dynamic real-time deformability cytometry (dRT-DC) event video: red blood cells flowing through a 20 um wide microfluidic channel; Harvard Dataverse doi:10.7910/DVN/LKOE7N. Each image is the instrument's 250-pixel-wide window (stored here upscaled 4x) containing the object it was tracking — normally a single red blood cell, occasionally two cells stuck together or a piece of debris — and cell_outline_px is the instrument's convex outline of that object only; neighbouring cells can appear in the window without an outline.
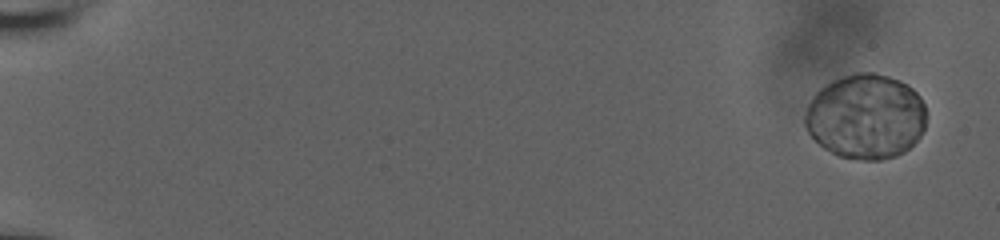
{"species": "human", "species_latin": "Homo sapiens", "temperature_condition": "room temperature", "stored_images_in_passage": 59, "camera_frame_rate_fps": 3000, "um_per_image_px": 0.085, "donor": {"sex": "male"}, "frame": {"image": 1, "passage_image": 4, "time_ms": 1.0, "image_size_px": [1000, 240], "cell_outline_px": [[924, 128], [920, 136], [904, 152], [896, 156], [880, 160], [864, 160], [840, 156], [824, 148], [808, 132], [804, 124], [804, 116], [808, 104], [812, 96], [820, 88], [844, 76], [856, 72], [872, 72], [888, 76], [900, 80], [908, 84], [920, 96], [924, 104]], "centroid_in_image_um": [73.59, 9.9], "position_along_channel_um": 11.4, "area_um2": 59.88}}
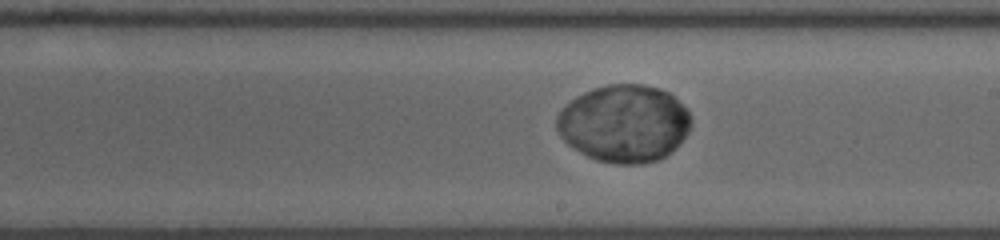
{"frame": {"image": 2, "passage_image": 38, "time_ms": 12.333, "image_size_px": [1000, 240], "cell_outline_px": [[692, 120], [688, 132], [664, 156], [656, 160], [640, 164], [616, 164], [596, 160], [588, 156], [568, 144], [560, 136], [556, 128], [556, 116], [560, 108], [576, 96], [584, 92], [608, 84], [640, 84], [660, 88], [668, 92], [688, 112]], "centroid_in_image_um": [53.0, 10.48], "position_along_channel_um": 236.0, "area_um2": 60.17}}
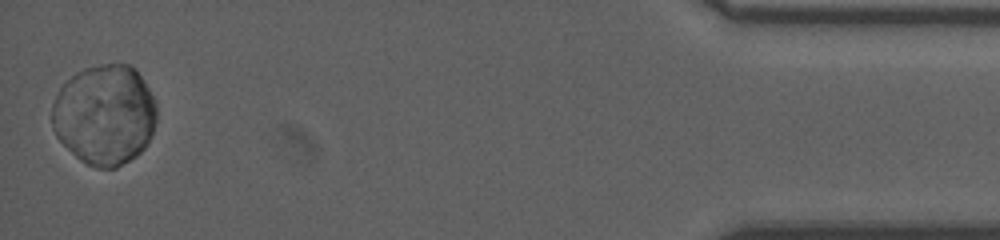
{"frame": {"image": 3, "passage_image": 59, "time_ms": 19.333, "image_size_px": [1000, 240], "cell_outline_px": [[156, 120], [152, 132], [144, 148], [136, 156], [116, 168], [100, 168], [84, 164], [56, 136], [52, 128], [52, 104], [60, 88], [76, 72], [84, 68], [100, 64], [128, 64], [144, 80], [156, 104]], "centroid_in_image_um": [8.88, 9.76], "position_along_channel_um": 426.3, "area_um2": 60.98}}